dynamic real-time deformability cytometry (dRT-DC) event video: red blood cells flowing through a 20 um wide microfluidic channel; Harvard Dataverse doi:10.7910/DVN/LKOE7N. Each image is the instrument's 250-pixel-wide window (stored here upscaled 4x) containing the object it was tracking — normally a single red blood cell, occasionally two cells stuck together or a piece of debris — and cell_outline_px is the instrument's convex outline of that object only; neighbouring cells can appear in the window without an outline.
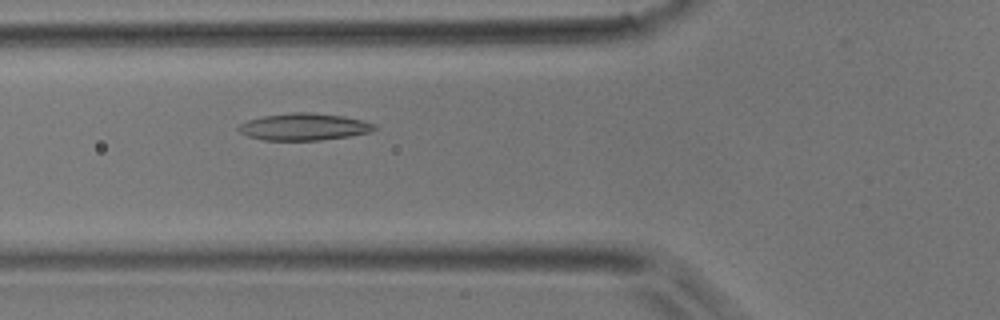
{"species": "common noctule bat (a hibernating species)", "species_latin": "Nyctalus noctula", "temperature_condition": "room temperature", "stored_images_in_passage": 33, "camera_frame_rate_fps": 3000, "um_per_image_px": 0.085, "animal": {"sex": "male", "body_mass_g": 17.9}, "frame": {"image": 1, "passage_image": 8, "time_ms": 2.333, "image_size_px": [1000, 320], "cell_outline_px": [[380, 128], [372, 132], [348, 136], [320, 140], [264, 140], [248, 136], [240, 132], [236, 128], [240, 124], [248, 120], [264, 116], [292, 112], [308, 112], [344, 116], [364, 120], [376, 124]], "centroid_in_image_um": [25.9, 10.77], "position_along_channel_um": 99.9, "area_um2": 21.5}}
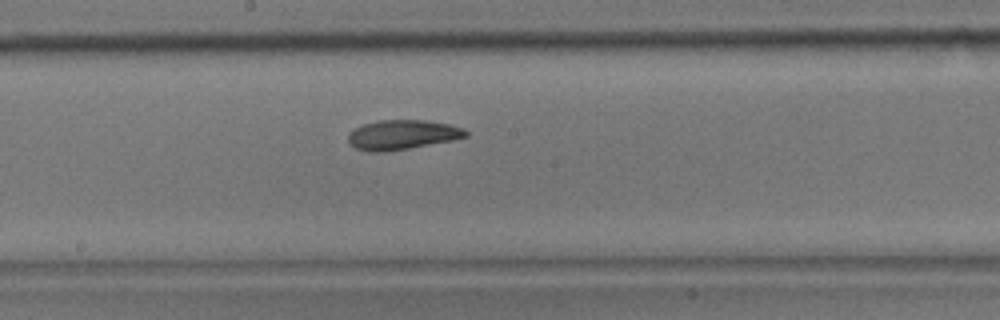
{"frame": {"image": 2, "passage_image": 16, "time_ms": 5.0, "image_size_px": [1000, 320], "cell_outline_px": [[468, 136], [452, 140], [408, 148], [384, 152], [368, 152], [356, 148], [348, 144], [348, 132], [364, 124], [376, 120], [424, 120], [448, 124], [464, 128], [468, 132]], "centroid_in_image_um": [34.16, 11.45], "position_along_channel_um": 214.0, "area_um2": 20.29}}
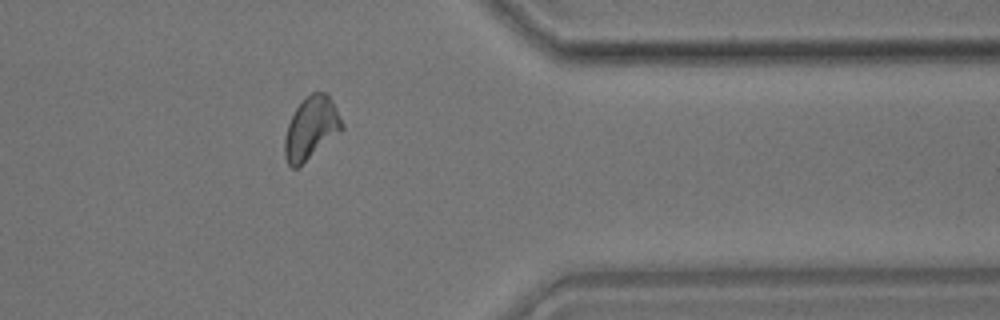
{"frame": {"image": 3, "passage_image": 29, "time_ms": 9.333, "image_size_px": [1000, 320], "cell_outline_px": [[344, 128], [340, 132], [296, 168], [292, 168], [288, 164], [284, 156], [284, 140], [288, 124], [296, 108], [312, 92], [328, 92], [344, 124]], "centroid_in_image_um": [26.45, 10.87], "position_along_channel_um": 384.9, "area_um2": 20.52}}